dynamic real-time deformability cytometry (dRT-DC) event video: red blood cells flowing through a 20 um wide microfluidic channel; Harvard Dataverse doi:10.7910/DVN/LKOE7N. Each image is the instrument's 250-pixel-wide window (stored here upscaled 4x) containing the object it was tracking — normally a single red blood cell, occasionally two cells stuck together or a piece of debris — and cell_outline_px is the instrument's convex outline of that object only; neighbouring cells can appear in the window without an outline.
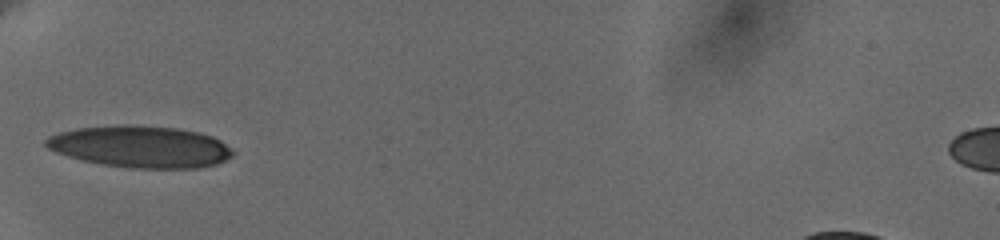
{"species": "human", "species_latin": "Homo sapiens", "temperature_condition": "cold", "stored_images_in_passage": 36, "camera_frame_rate_fps": 3000, "um_per_image_px": 0.085, "donor": {"sex": "female"}, "frame": {"image": 1, "passage_image": 1, "time_ms": 0.0, "image_size_px": [1000, 240], "cell_outline_px": [[236, 152], [232, 156], [216, 164], [200, 168], [132, 168], [100, 164], [68, 156], [56, 152], [48, 148], [44, 144], [44, 140], [48, 136], [56, 132], [76, 128], [120, 124], [128, 124], [176, 128], [200, 132], [212, 136], [220, 140], [232, 148]], "centroid_in_image_um": [11.93, 12.46], "position_along_channel_um": 73.1, "area_um2": 45.89}}
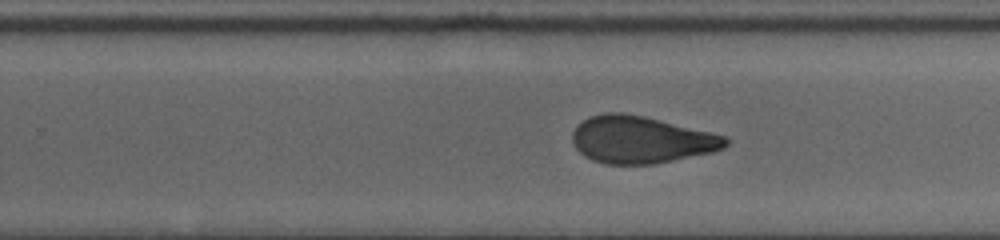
{"frame": {"image": 2, "passage_image": 18, "time_ms": 5.667, "image_size_px": [1000, 240], "cell_outline_px": [[728, 144], [724, 148], [712, 152], [652, 164], [604, 164], [592, 160], [584, 156], [576, 148], [572, 140], [572, 132], [584, 120], [592, 116], [608, 112], [620, 112], [644, 116], [724, 136], [728, 140]], "centroid_in_image_um": [54.45, 11.88], "position_along_channel_um": 275.3, "area_um2": 41.5}}
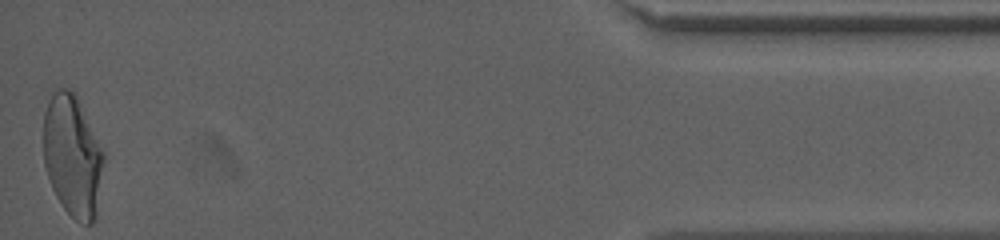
{"frame": {"image": 3, "passage_image": 36, "time_ms": 11.667, "image_size_px": [1000, 240], "cell_outline_px": [[104, 160], [96, 220], [92, 224], [80, 224], [64, 208], [56, 196], [52, 188], [44, 164], [44, 112], [48, 100], [52, 92], [56, 88], [68, 88], [76, 92], [104, 152]], "centroid_in_image_um": [6.18, 13.23], "position_along_channel_um": 429.0, "area_um2": 43.23}, "authors_computed_cell_mechanics": {"area_um2": 42.7142, "velocity_mm_per_s": 3.6432, "shape_relaxation_time_tau1_ms": null, "shape_relaxation_time_tau2_ms": 1.9024, "deformation_change_tau1": null, "deformation_change_tau2": 0.0881}}